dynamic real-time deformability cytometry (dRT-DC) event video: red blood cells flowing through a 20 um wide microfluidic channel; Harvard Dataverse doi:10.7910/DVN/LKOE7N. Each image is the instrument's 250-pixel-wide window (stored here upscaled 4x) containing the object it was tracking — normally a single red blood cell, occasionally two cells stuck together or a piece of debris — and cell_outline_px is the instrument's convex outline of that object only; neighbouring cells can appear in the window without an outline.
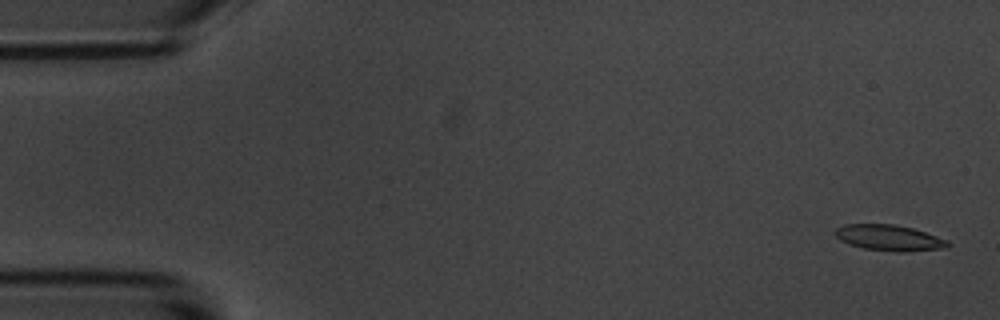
{"species": "common noctule bat (a hibernating species)", "species_latin": "Nyctalus noctula", "temperature_condition": "room temperature", "stored_images_in_passage": 5, "camera_frame_rate_fps": 3000, "um_per_image_px": 0.085, "animal": {"sex": "male", "body_mass_g": 20.1, "forearm_length_mm": 53.5}, "frame": {"image": 1, "passage_image": 1, "time_ms": 0.0, "image_size_px": [1000, 320], "cell_outline_px": [[952, 244], [948, 248], [904, 252], [900, 252], [864, 248], [848, 244], [840, 240], [836, 236], [836, 228], [844, 224], [892, 224], [912, 228], [948, 240]], "centroid_in_image_um": [75.61, 20.22], "position_along_channel_um": 9.4, "area_um2": 16.94}}
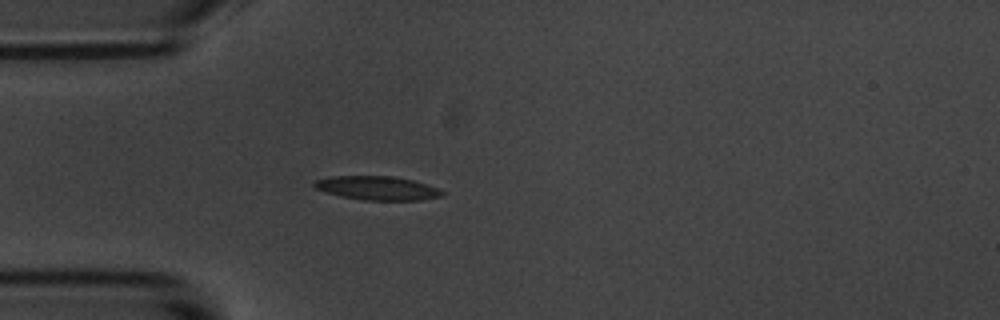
{"frame": {"image": 2, "passage_image": 5, "time_ms": 4.667, "image_size_px": [1000, 320], "cell_outline_px": [[444, 192], [440, 196], [420, 200], [364, 200], [340, 196], [316, 188], [312, 184], [316, 180], [328, 176], [392, 176], [412, 180], [436, 188]], "centroid_in_image_um": [32.02, 15.98], "position_along_channel_um": 53.0, "area_um2": 17.46}}